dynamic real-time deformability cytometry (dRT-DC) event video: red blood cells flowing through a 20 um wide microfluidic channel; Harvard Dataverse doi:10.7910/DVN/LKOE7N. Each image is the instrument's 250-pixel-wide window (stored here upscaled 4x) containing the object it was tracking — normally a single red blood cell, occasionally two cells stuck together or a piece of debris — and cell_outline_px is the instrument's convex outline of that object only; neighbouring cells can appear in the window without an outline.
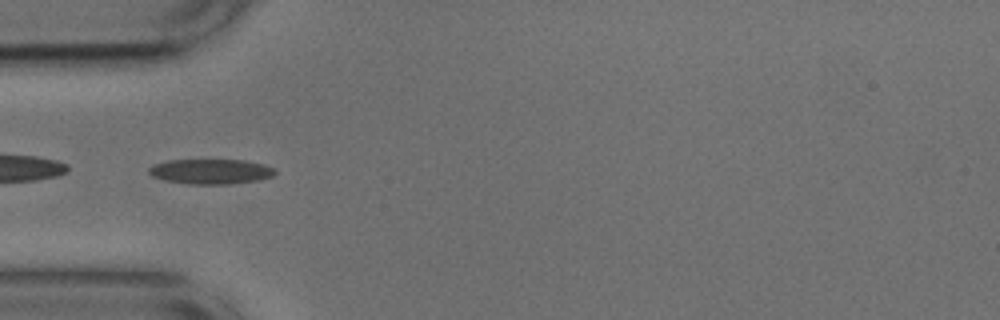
{"species": "common noctule bat (a hibernating species)", "species_latin": "Nyctalus noctula", "temperature_condition": "cold", "stored_images_in_passage": 52, "camera_frame_rate_fps": 3000, "um_per_image_px": 0.085, "animal": {"sex": "male", "body_mass_g": 17.9, "forearm_length_mm": 54.2}, "frame": {"image": 1, "passage_image": 15, "time_ms": 4.667, "image_size_px": [1000, 320], "cell_outline_px": [[276, 172], [272, 176], [260, 180], [228, 184], [188, 184], [164, 180], [152, 176], [148, 172], [148, 168], [156, 164], [168, 160], [244, 160], [264, 164], [276, 168]], "centroid_in_image_um": [17.94, 14.58], "position_along_channel_um": 67.1, "area_um2": 18.44}, "authors_computed_cell_mechanics": {"area_um2": 17.4267, "velocity_mm_per_s": 3.7684, "shape_relaxation_time_tau1_ms": 3.9504, "shape_relaxation_time_tau2_ms": 4.5038, "deformation_change_tau1": 0.1312, "deformation_change_tau2": 0.1165}}